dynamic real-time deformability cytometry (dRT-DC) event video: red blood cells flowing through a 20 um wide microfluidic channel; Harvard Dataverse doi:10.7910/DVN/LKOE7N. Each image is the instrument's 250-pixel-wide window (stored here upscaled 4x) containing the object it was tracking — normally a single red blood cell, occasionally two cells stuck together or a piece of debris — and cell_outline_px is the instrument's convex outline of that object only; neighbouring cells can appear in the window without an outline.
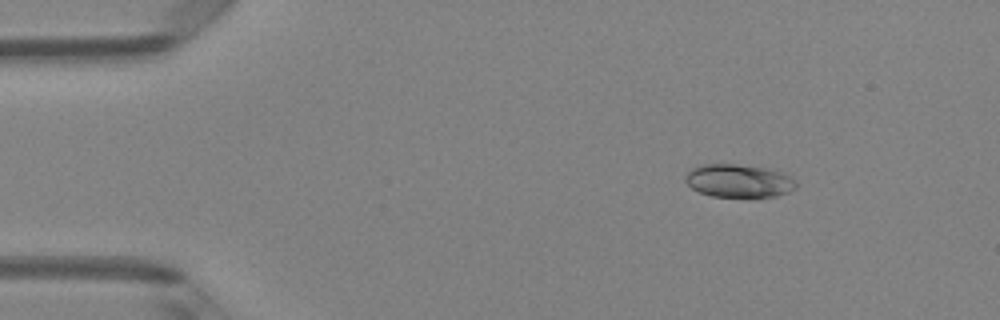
{"species": "Egyptian fruit bat (a non-hibernating species)", "species_latin": "Rousettus aegyptiacus", "temperature_condition": "room temperature", "stored_images_in_passage": 5, "camera_frame_rate_fps": 3000, "um_per_image_px": 0.085, "animal": {"sex": "female"}, "frame": {"image": 1, "passage_image": 2, "time_ms": 0.333, "image_size_px": [1000, 320], "cell_outline_px": [[796, 188], [788, 192], [776, 196], [712, 196], [700, 192], [692, 188], [684, 180], [684, 176], [692, 168], [700, 164], [736, 164], [776, 168], [788, 176], [796, 184]], "centroid_in_image_um": [62.78, 15.34], "position_along_channel_um": 22.2, "area_um2": 21.39}}
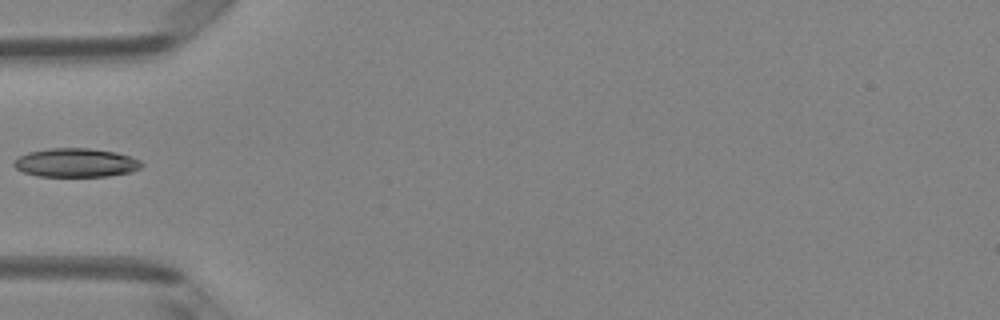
{"frame": {"image": 2, "passage_image": 4, "time_ms": 1.0, "image_size_px": [1000, 320], "cell_outline_px": [[144, 164], [140, 168], [132, 172], [108, 176], [36, 176], [24, 172], [16, 168], [12, 164], [20, 156], [28, 152], [48, 148], [88, 148], [116, 152], [132, 156], [140, 160]], "centroid_in_image_um": [6.49, 13.83], "position_along_channel_um": 78.5, "area_um2": 21.5}}
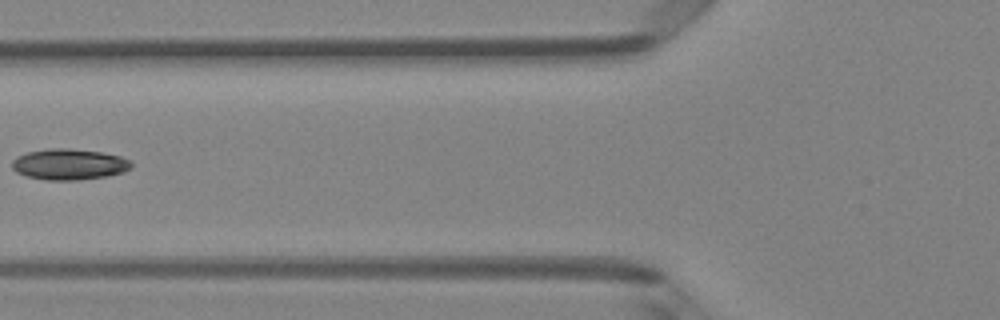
{"frame": {"image": 3, "passage_image": 5, "time_ms": 1.333, "image_size_px": [1000, 320], "cell_outline_px": [[132, 168], [124, 172], [108, 176], [76, 180], [48, 180], [28, 176], [16, 172], [12, 168], [12, 160], [16, 156], [28, 152], [48, 148], [68, 148], [104, 152], [120, 156], [132, 160]], "centroid_in_image_um": [5.91, 13.96], "position_along_channel_um": 119.9, "area_um2": 21.73}}